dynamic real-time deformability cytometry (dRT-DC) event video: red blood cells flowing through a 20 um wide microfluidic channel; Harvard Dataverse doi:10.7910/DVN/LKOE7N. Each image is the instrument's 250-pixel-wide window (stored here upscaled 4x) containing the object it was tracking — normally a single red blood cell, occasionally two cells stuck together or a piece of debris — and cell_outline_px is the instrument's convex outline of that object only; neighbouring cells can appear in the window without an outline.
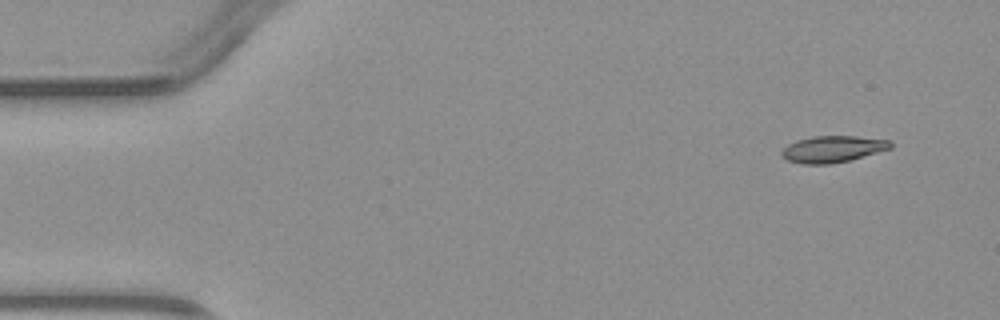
{"species": "common noctule bat (a hibernating species)", "species_latin": "Nyctalus noctula", "temperature_condition": "warm", "stored_images_in_passage": 6, "camera_frame_rate_fps": 3000, "um_per_image_px": 0.085, "animal": {"sex": "male", "body_mass_g": 23.1, "forearm_length_mm": 52.7}, "frame": {"image": 1, "passage_image": 1, "time_ms": 0.0, "image_size_px": [1000, 320], "cell_outline_px": [[892, 148], [848, 160], [828, 164], [804, 164], [788, 160], [780, 156], [780, 152], [788, 144], [796, 140], [812, 136], [856, 136], [892, 140]], "centroid_in_image_um": [70.76, 12.66], "position_along_channel_um": 14.2, "area_um2": 16.82}}
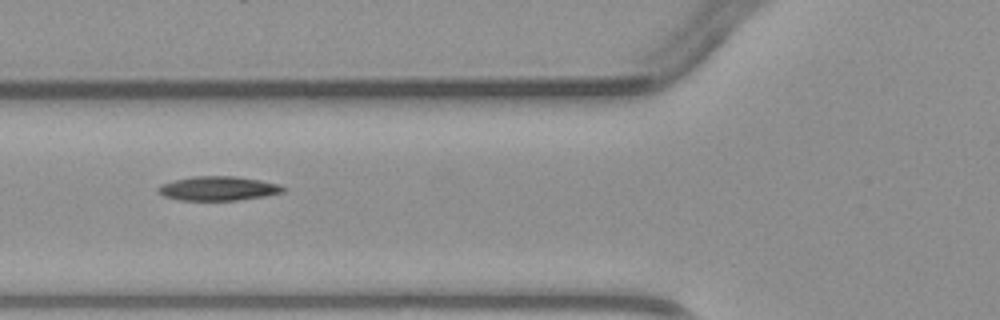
{"frame": {"image": 2, "passage_image": 5, "time_ms": 4.667, "image_size_px": [1000, 320], "cell_outline_px": [[288, 188], [284, 192], [264, 196], [236, 200], [180, 200], [164, 196], [156, 192], [156, 188], [160, 184], [172, 180], [192, 176], [236, 176], [260, 180], [276, 184]], "centroid_in_image_um": [18.49, 16.01], "position_along_channel_um": 107.3, "area_um2": 17.74}}
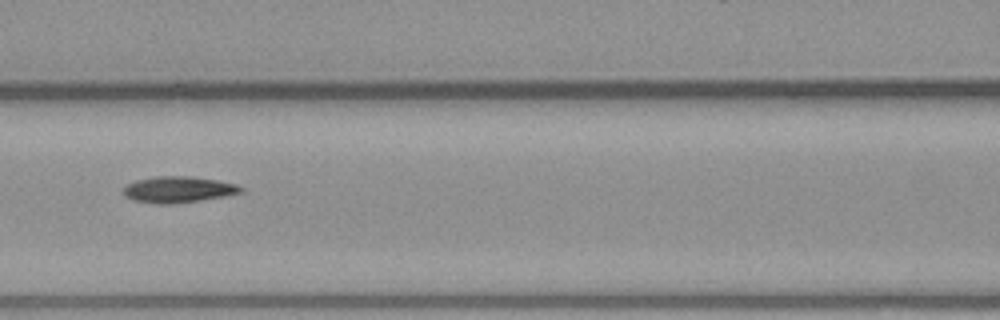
{"frame": {"image": 3, "passage_image": 6, "time_ms": 5.667, "image_size_px": [1000, 320], "cell_outline_px": [[244, 192], [224, 196], [200, 200], [172, 204], [156, 204], [132, 200], [124, 192], [124, 188], [128, 184], [136, 180], [152, 176], [192, 176], [216, 180], [236, 184], [244, 188]], "centroid_in_image_um": [15.17, 16.1], "position_along_channel_um": 151.4, "area_um2": 17.92}}